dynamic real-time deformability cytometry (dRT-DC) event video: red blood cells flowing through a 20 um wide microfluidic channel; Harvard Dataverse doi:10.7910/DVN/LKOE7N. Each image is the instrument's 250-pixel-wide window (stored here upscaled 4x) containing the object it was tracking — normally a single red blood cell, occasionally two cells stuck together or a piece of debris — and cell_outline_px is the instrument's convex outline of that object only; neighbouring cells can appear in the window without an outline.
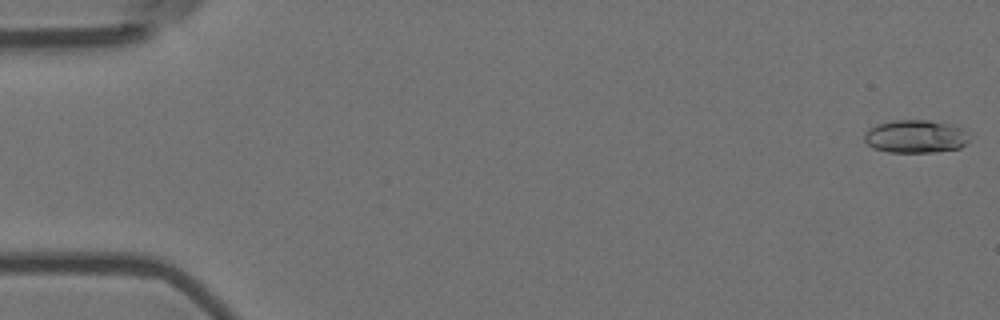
{"species": "Egyptian fruit bat (a non-hibernating species)", "species_latin": "Rousettus aegyptiacus", "temperature_condition": "room temperature", "stored_images_in_passage": 5, "camera_frame_rate_fps": 3000, "um_per_image_px": 0.085, "animal": {"sex": "female"}, "frame": {"image": 1, "passage_image": 1, "time_ms": 0.0, "image_size_px": [1000, 320], "cell_outline_px": [[972, 136], [960, 148], [932, 152], [888, 152], [872, 148], [864, 140], [864, 132], [868, 128], [876, 124], [892, 120], [928, 120], [956, 124], [964, 128]], "centroid_in_image_um": [77.85, 11.58], "position_along_channel_um": 7.2, "area_um2": 20.69}}
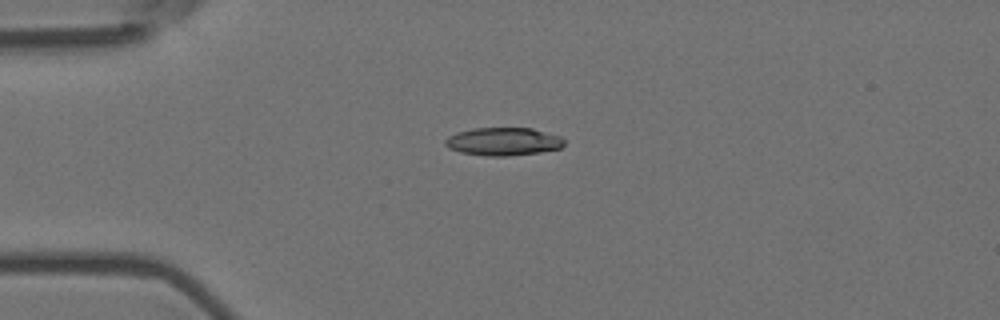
{"frame": {"image": 2, "passage_image": 5, "time_ms": 1.333, "image_size_px": [1000, 320], "cell_outline_px": [[564, 144], [560, 148], [540, 152], [508, 156], [484, 156], [460, 152], [448, 148], [444, 144], [444, 140], [448, 136], [456, 132], [472, 128], [532, 128], [560, 136], [564, 140]], "centroid_in_image_um": [42.74, 12.03], "position_along_channel_um": 42.3, "area_um2": 19.54}}